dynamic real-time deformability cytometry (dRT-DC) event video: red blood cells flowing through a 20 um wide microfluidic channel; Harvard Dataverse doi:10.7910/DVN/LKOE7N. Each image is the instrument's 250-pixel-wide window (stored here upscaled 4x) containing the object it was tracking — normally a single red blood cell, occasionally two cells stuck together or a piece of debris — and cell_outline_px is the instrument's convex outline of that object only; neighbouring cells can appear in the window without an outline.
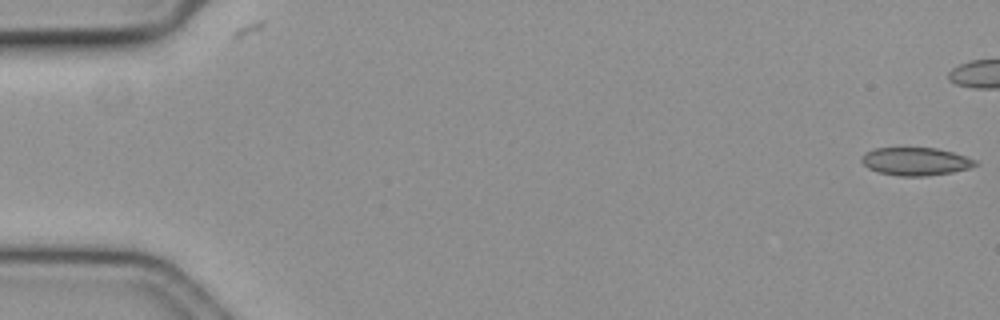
{"species": "common noctule bat (a hibernating species)", "species_latin": "Nyctalus noctula", "temperature_condition": "cold", "stored_images_in_passage": 8, "camera_frame_rate_fps": 3000, "um_per_image_px": 0.085, "animal": {"sex": "female", "body_mass_g": 19.3, "forearm_length_mm": 54.1}, "frame": {"image": 1, "passage_image": 1, "time_ms": 0.0, "image_size_px": [1000, 320], "cell_outline_px": [[980, 164], [968, 168], [952, 172], [924, 176], [900, 176], [880, 172], [868, 168], [860, 160], [860, 156], [864, 152], [876, 148], [936, 148], [952, 152], [976, 160]], "centroid_in_image_um": [77.8, 13.72], "position_along_channel_um": 7.2, "area_um2": 18.44}}